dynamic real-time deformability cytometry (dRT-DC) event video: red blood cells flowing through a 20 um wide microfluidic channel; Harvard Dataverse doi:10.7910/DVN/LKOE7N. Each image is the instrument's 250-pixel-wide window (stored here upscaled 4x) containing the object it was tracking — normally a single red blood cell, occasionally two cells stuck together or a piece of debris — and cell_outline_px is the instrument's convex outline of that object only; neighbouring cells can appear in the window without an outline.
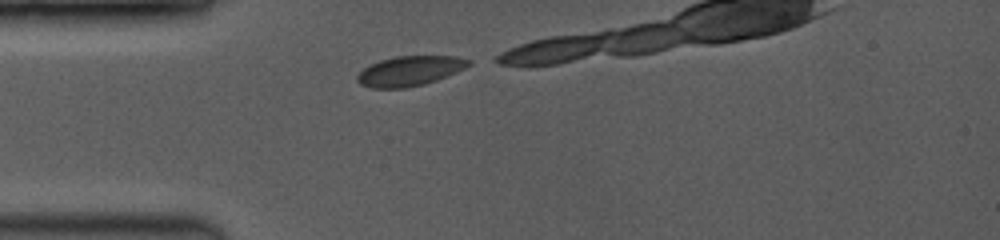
{"species": "common noctule bat (a hibernating species)", "species_latin": "Nyctalus noctula", "temperature_condition": "room temperature", "stored_images_in_passage": 6, "camera_frame_rate_fps": 3500, "um_per_image_px": 0.085, "animal": {"sex": "female", "body_mass_g": 19.0, "forearm_length_mm": 53.3}, "frame": {"image": 1, "passage_image": 1, "time_ms": 0.0, "image_size_px": [1000, 240], "cell_outline_px": [[472, 64], [456, 72], [436, 80], [424, 84], [404, 88], [372, 88], [360, 84], [356, 80], [356, 76], [364, 68], [380, 60], [396, 56], [456, 56], [472, 60]], "centroid_in_image_um": [34.83, 6.03], "position_along_channel_um": 50.2, "area_um2": 19.31}}